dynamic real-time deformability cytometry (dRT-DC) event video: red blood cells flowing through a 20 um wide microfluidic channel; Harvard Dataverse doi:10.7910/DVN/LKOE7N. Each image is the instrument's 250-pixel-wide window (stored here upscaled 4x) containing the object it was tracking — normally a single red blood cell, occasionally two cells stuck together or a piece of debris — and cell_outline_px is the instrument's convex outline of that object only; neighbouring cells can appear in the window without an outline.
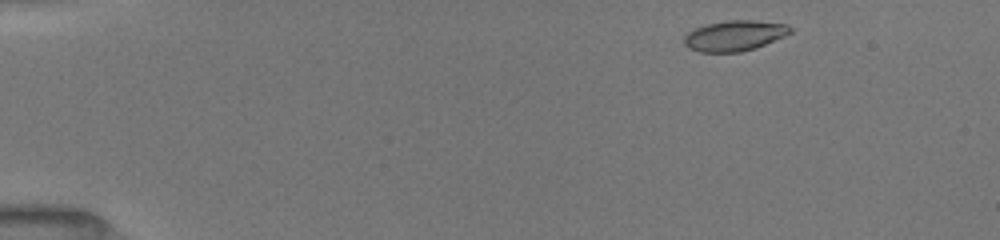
{"species": "common noctule bat (a hibernating species)", "species_latin": "Nyctalus noctula", "temperature_condition": "room temperature", "stored_images_in_passage": 12, "camera_frame_rate_fps": 3000, "um_per_image_px": 0.085, "animal": {"sex": "female", "body_mass_g": 19.5, "forearm_length_mm": 54.1}, "frame": {"image": 1, "passage_image": 1, "time_ms": 0.0, "image_size_px": [1000, 240], "cell_outline_px": [[792, 32], [784, 36], [756, 48], [740, 52], [700, 52], [688, 48], [684, 44], [684, 36], [688, 32], [696, 28], [708, 24], [728, 20], [752, 20], [788, 24], [792, 28]], "centroid_in_image_um": [62.44, 3.03], "position_along_channel_um": 22.6, "area_um2": 18.84}}
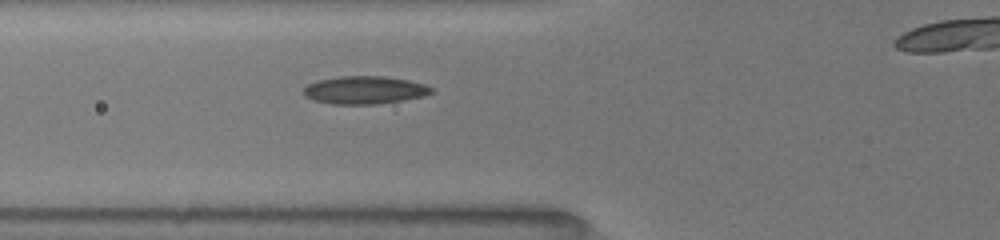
{"frame": {"image": 2, "passage_image": 9, "time_ms": 4.333, "image_size_px": [1000, 240], "cell_outline_px": [[432, 92], [424, 96], [376, 104], [332, 104], [312, 100], [304, 96], [304, 88], [308, 84], [316, 80], [340, 76], [384, 76], [408, 80], [424, 84], [432, 88]], "centroid_in_image_um": [30.94, 7.65], "position_along_channel_um": 94.9, "area_um2": 20.69}}
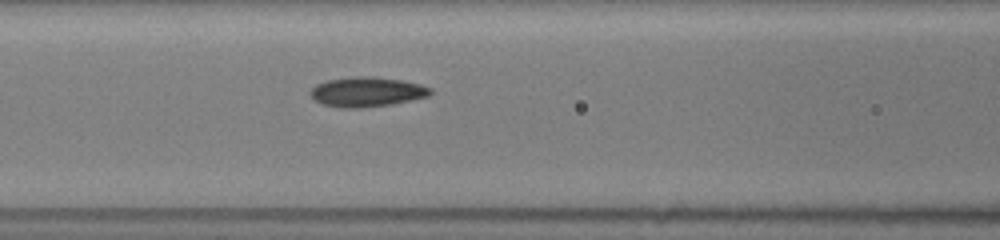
{"frame": {"image": 3, "passage_image": 12, "time_ms": 5.333, "image_size_px": [1000, 240], "cell_outline_px": [[432, 92], [428, 96], [392, 104], [360, 108], [340, 108], [324, 104], [316, 100], [308, 92], [316, 84], [328, 80], [352, 76], [372, 76], [400, 80], [420, 84], [432, 88]], "centroid_in_image_um": [31.18, 7.8], "position_along_channel_um": 135.4, "area_um2": 20.75}}